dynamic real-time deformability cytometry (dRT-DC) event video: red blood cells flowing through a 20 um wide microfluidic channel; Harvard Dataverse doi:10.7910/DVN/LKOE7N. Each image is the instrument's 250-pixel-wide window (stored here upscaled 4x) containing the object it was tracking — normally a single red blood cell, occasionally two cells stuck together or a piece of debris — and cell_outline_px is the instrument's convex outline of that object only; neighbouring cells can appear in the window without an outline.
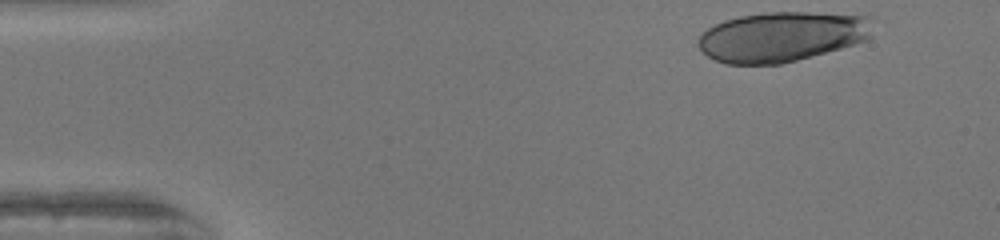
{"species": "human", "species_latin": "Homo sapiens", "temperature_condition": "warm", "stored_images_in_passage": 37, "camera_frame_rate_fps": 3000, "um_per_image_px": 0.085, "donor": {"sex": "female"}, "frame": {"image": 1, "passage_image": 1, "time_ms": 0.0, "image_size_px": [1000, 240], "cell_outline_px": [[868, 36], [864, 40], [840, 48], [796, 60], [780, 64], [724, 64], [708, 56], [700, 48], [700, 36], [708, 28], [724, 20], [740, 16], [764, 12], [804, 12], [864, 16]], "centroid_in_image_um": [66.33, 3.13], "position_along_channel_um": 18.7, "area_um2": 49.48}}
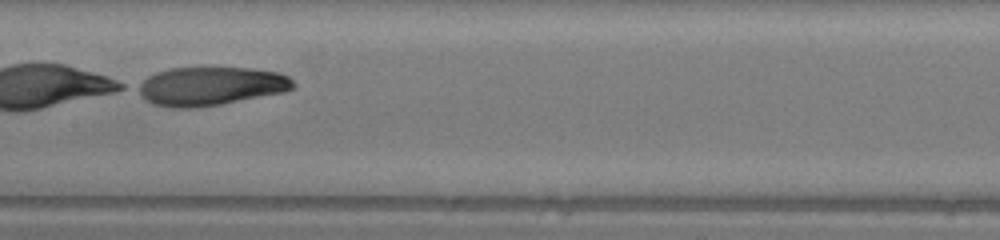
{"frame": {"image": 2, "passage_image": 22, "time_ms": 7.0, "image_size_px": [1000, 240], "cell_outline_px": [[296, 88], [284, 92], [220, 104], [196, 108], [172, 108], [152, 104], [144, 100], [132, 88], [136, 84], [148, 76], [156, 72], [172, 68], [252, 68], [276, 72], [288, 76], [296, 84]], "centroid_in_image_um": [17.83, 7.33], "position_along_channel_um": 189.6, "area_um2": 35.32}}
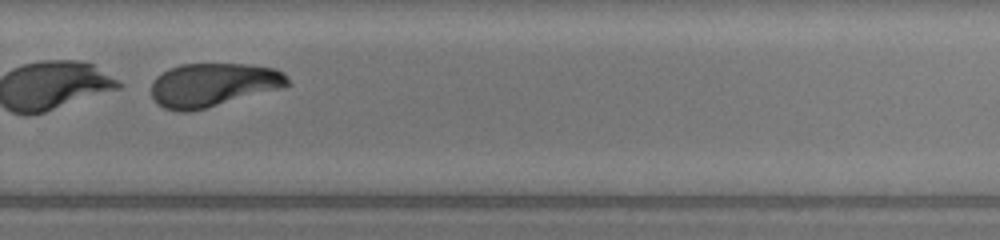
{"frame": {"image": 3, "passage_image": 31, "time_ms": 10.0, "image_size_px": [1000, 240], "cell_outline_px": [[288, 84], [284, 88], [188, 112], [180, 112], [164, 108], [156, 104], [152, 96], [152, 80], [156, 76], [168, 68], [180, 64], [248, 64], [276, 68], [284, 72], [288, 80]], "centroid_in_image_um": [18.1, 7.2], "position_along_channel_um": 311.7, "area_um2": 34.8}}